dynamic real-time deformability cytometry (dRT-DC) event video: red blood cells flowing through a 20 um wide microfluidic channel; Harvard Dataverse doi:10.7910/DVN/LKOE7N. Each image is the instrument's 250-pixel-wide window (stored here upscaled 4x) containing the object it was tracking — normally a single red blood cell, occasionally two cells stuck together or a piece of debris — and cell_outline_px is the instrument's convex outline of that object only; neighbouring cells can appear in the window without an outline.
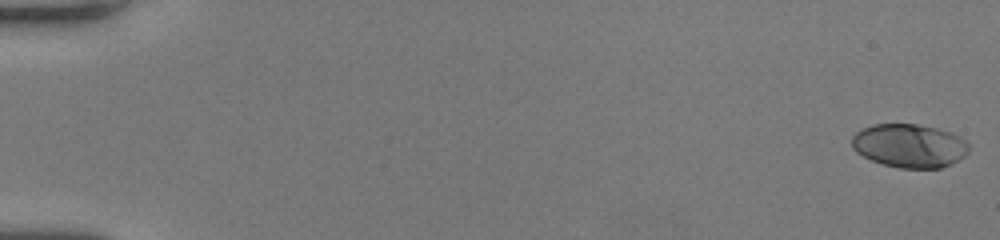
{"species": "human", "species_latin": "Homo sapiens", "temperature_condition": "room temperature", "stored_images_in_passage": 53, "camera_frame_rate_fps": 3000, "um_per_image_px": 0.085, "donor": {"sex": "female"}, "frame": {"image": 1, "passage_image": 1, "time_ms": 0.0, "image_size_px": [1000, 240], "cell_outline_px": [[968, 152], [964, 156], [940, 168], [900, 168], [884, 164], [872, 160], [856, 152], [852, 148], [852, 136], [856, 132], [872, 124], [916, 124], [936, 128], [952, 132], [960, 136], [968, 144]], "centroid_in_image_um": [77.28, 12.37], "position_along_channel_um": 7.7, "area_um2": 29.54}}
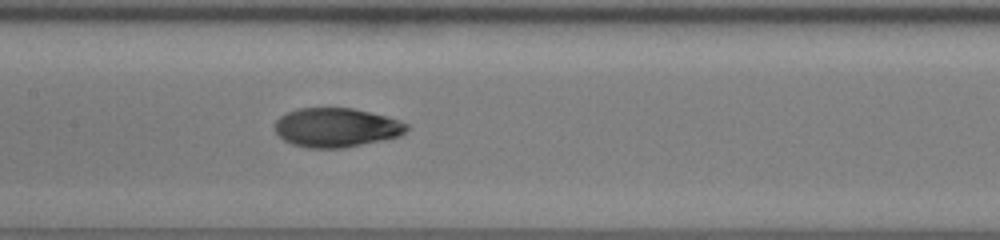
{"frame": {"image": 2, "passage_image": 28, "time_ms": 9.0, "image_size_px": [1000, 240], "cell_outline_px": [[408, 128], [400, 136], [384, 140], [344, 148], [308, 148], [292, 144], [284, 140], [276, 132], [276, 120], [280, 116], [296, 108], [352, 108], [388, 116], [400, 120], [408, 124]], "centroid_in_image_um": [28.61, 10.84], "position_along_channel_um": 178.8, "area_um2": 30.17}}
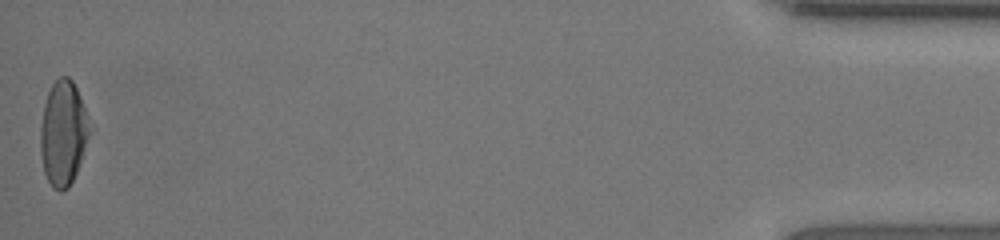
{"frame": {"image": 3, "passage_image": 53, "time_ms": 17.333, "image_size_px": [1000, 240], "cell_outline_px": [[96, 128], [76, 172], [68, 188], [60, 192], [52, 188], [44, 172], [40, 152], [40, 128], [44, 104], [48, 92], [52, 84], [60, 76], [68, 76], [72, 80]], "centroid_in_image_um": [5.44, 11.31], "position_along_channel_um": 429.8, "area_um2": 31.1}, "authors_computed_cell_mechanics": {"area_um2": 30.2872, "velocity_mm_per_s": 4.0964, "shape_relaxation_time_tau1_ms": 3.4095, "shape_relaxation_time_tau2_ms": 1.7592, "deformation_change_tau1": 0.1892, "deformation_change_tau2": 0.0472}}